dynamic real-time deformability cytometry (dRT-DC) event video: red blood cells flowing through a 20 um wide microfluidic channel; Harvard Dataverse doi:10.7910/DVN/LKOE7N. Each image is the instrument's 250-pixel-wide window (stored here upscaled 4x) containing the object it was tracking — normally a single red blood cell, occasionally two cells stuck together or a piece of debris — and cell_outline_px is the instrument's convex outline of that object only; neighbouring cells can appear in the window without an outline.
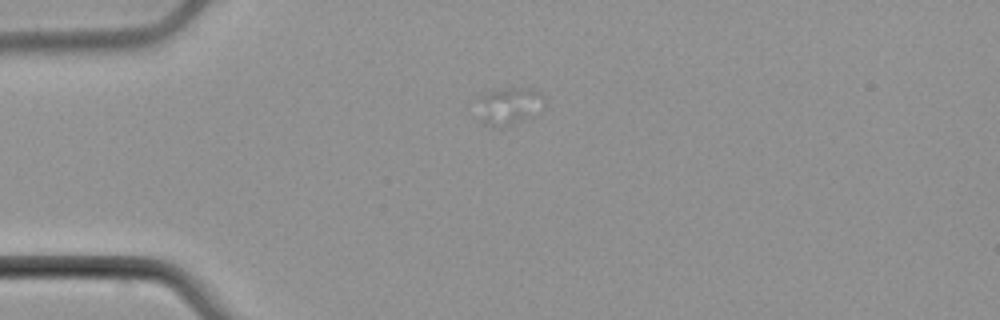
{"species": "common noctule bat (a hibernating species)", "species_latin": "Nyctalus noctula", "temperature_condition": "cold", "stored_images_in_passage": 4, "camera_frame_rate_fps": 3000, "um_per_image_px": 0.085, "animal": {"sex": "male", "body_mass_g": 21.5, "forearm_length_mm": 52.0}, "frame": {"image": 1, "passage_image": 1, "time_ms": 0.0, "image_size_px": [1000, 320], "cell_outline_px": [[544, 104], [532, 116], [504, 128], [484, 124], [480, 120], [480, 96], [488, 92], [504, 88], [532, 88], [540, 92], [544, 96]], "centroid_in_image_um": [43.3, 9.01], "position_along_channel_um": 41.7, "area_um2": 14.39}}